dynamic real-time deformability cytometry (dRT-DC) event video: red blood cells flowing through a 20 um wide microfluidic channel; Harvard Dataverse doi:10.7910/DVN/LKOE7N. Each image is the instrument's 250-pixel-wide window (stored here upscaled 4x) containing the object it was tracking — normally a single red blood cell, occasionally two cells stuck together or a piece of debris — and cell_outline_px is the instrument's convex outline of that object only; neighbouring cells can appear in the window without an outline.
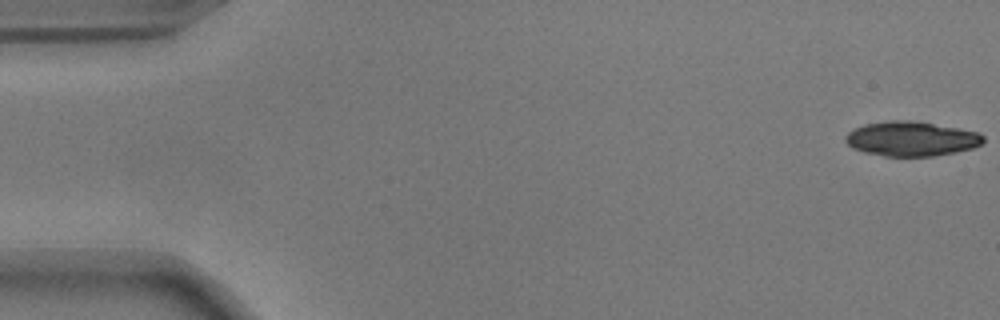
{"species": "common noctule bat (a hibernating species)", "species_latin": "Nyctalus noctula", "temperature_condition": "warm", "stored_images_in_passage": 54, "camera_frame_rate_fps": 3000, "um_per_image_px": 0.085, "animal": {"sex": "male", "body_mass_g": 17.9}, "frame": {"image": 1, "passage_image": 1, "time_ms": 0.0, "image_size_px": [1000, 320], "cell_outline_px": [[984, 140], [980, 144], [972, 148], [956, 152], [932, 156], [884, 156], [864, 152], [852, 148], [844, 140], [844, 136], [848, 132], [864, 124], [892, 120], [912, 120], [980, 132], [984, 136]], "centroid_in_image_um": [77.45, 11.79], "position_along_channel_um": 7.6, "area_um2": 27.8}}
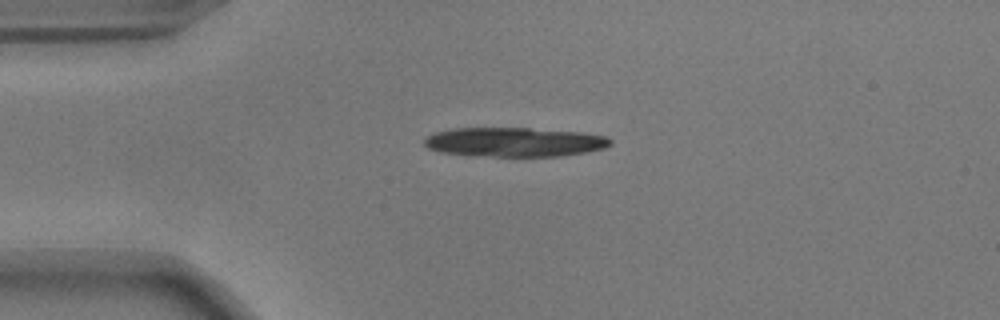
{"frame": {"image": 2, "passage_image": 13, "time_ms": 4.0, "image_size_px": [1000, 320], "cell_outline_px": [[612, 144], [604, 148], [584, 152], [560, 156], [492, 156], [440, 152], [428, 148], [424, 144], [424, 140], [432, 132], [452, 128], [528, 128], [580, 132], [608, 136], [612, 140]], "centroid_in_image_um": [43.73, 12.06], "position_along_channel_um": 41.3, "area_um2": 31.67}}
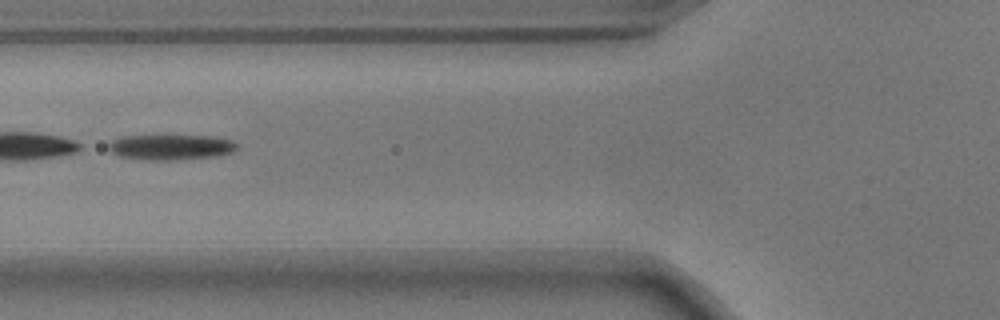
{"frame": {"image": 3, "passage_image": 21, "time_ms": 6.667, "image_size_px": [1000, 320], "cell_outline_px": [[240, 144], [232, 152], [216, 156], [176, 160], [148, 160], [120, 156], [112, 152], [108, 148], [108, 144], [112, 140], [120, 136], [216, 136], [232, 140]], "centroid_in_image_um": [14.55, 12.5], "position_along_channel_um": 111.3, "area_um2": 19.02}, "authors_computed_cell_mechanics": {"area_um2": 27.6862, "velocity_mm_per_s": 3.7189, "shape_relaxation_time_tau1_ms": 3.3857, "shape_relaxation_time_tau2_ms": null, "deformation_change_tau1": 0.1648, "deformation_change_tau2": null}}